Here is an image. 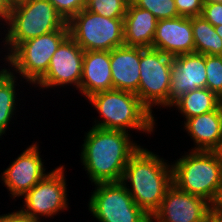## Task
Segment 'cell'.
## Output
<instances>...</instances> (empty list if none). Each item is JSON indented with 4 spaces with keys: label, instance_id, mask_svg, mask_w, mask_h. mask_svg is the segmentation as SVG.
<instances>
[{
    "label": "cell",
    "instance_id": "6da1fadb",
    "mask_svg": "<svg viewBox=\"0 0 222 222\" xmlns=\"http://www.w3.org/2000/svg\"><path fill=\"white\" fill-rule=\"evenodd\" d=\"M82 146L81 161L94 184L121 182L130 157L141 147L126 131L96 127L86 133Z\"/></svg>",
    "mask_w": 222,
    "mask_h": 222
},
{
    "label": "cell",
    "instance_id": "7a4b0ae2",
    "mask_svg": "<svg viewBox=\"0 0 222 222\" xmlns=\"http://www.w3.org/2000/svg\"><path fill=\"white\" fill-rule=\"evenodd\" d=\"M159 157L140 147L130 157L121 180L136 205L150 217L160 208L167 189L173 184L172 165ZM128 182L130 186L126 185Z\"/></svg>",
    "mask_w": 222,
    "mask_h": 222
},
{
    "label": "cell",
    "instance_id": "3957f363",
    "mask_svg": "<svg viewBox=\"0 0 222 222\" xmlns=\"http://www.w3.org/2000/svg\"><path fill=\"white\" fill-rule=\"evenodd\" d=\"M87 99L104 119L97 120L93 127L126 132L132 128L147 134L154 130L152 112L133 92L111 89L95 93Z\"/></svg>",
    "mask_w": 222,
    "mask_h": 222
},
{
    "label": "cell",
    "instance_id": "277c9868",
    "mask_svg": "<svg viewBox=\"0 0 222 222\" xmlns=\"http://www.w3.org/2000/svg\"><path fill=\"white\" fill-rule=\"evenodd\" d=\"M6 24L9 55L20 43L60 30L67 22L49 0H23L13 4Z\"/></svg>",
    "mask_w": 222,
    "mask_h": 222
},
{
    "label": "cell",
    "instance_id": "5b68a950",
    "mask_svg": "<svg viewBox=\"0 0 222 222\" xmlns=\"http://www.w3.org/2000/svg\"><path fill=\"white\" fill-rule=\"evenodd\" d=\"M173 184L180 190L214 203L222 185V165L213 151H191L174 164Z\"/></svg>",
    "mask_w": 222,
    "mask_h": 222
},
{
    "label": "cell",
    "instance_id": "8992f818",
    "mask_svg": "<svg viewBox=\"0 0 222 222\" xmlns=\"http://www.w3.org/2000/svg\"><path fill=\"white\" fill-rule=\"evenodd\" d=\"M124 18H107L86 8L68 22L69 36L84 51H111L124 45Z\"/></svg>",
    "mask_w": 222,
    "mask_h": 222
},
{
    "label": "cell",
    "instance_id": "52a82bcc",
    "mask_svg": "<svg viewBox=\"0 0 222 222\" xmlns=\"http://www.w3.org/2000/svg\"><path fill=\"white\" fill-rule=\"evenodd\" d=\"M68 36L69 27L66 24L60 30L20 43L5 59L21 77L36 84L46 74L51 57Z\"/></svg>",
    "mask_w": 222,
    "mask_h": 222
},
{
    "label": "cell",
    "instance_id": "ba28073f",
    "mask_svg": "<svg viewBox=\"0 0 222 222\" xmlns=\"http://www.w3.org/2000/svg\"><path fill=\"white\" fill-rule=\"evenodd\" d=\"M95 185L88 209L99 222H151V217L136 205L122 182Z\"/></svg>",
    "mask_w": 222,
    "mask_h": 222
},
{
    "label": "cell",
    "instance_id": "9c48e42d",
    "mask_svg": "<svg viewBox=\"0 0 222 222\" xmlns=\"http://www.w3.org/2000/svg\"><path fill=\"white\" fill-rule=\"evenodd\" d=\"M171 61L172 56L160 50L140 47L138 97L151 112L155 105L169 106Z\"/></svg>",
    "mask_w": 222,
    "mask_h": 222
},
{
    "label": "cell",
    "instance_id": "30bf717a",
    "mask_svg": "<svg viewBox=\"0 0 222 222\" xmlns=\"http://www.w3.org/2000/svg\"><path fill=\"white\" fill-rule=\"evenodd\" d=\"M64 167H57L42 178L24 196V207L21 211L40 220L39 216L52 217L60 210H66L67 187Z\"/></svg>",
    "mask_w": 222,
    "mask_h": 222
},
{
    "label": "cell",
    "instance_id": "8fae6325",
    "mask_svg": "<svg viewBox=\"0 0 222 222\" xmlns=\"http://www.w3.org/2000/svg\"><path fill=\"white\" fill-rule=\"evenodd\" d=\"M84 50L68 36L50 60L46 74L35 84L41 88L74 85L79 90Z\"/></svg>",
    "mask_w": 222,
    "mask_h": 222
},
{
    "label": "cell",
    "instance_id": "7c38bea8",
    "mask_svg": "<svg viewBox=\"0 0 222 222\" xmlns=\"http://www.w3.org/2000/svg\"><path fill=\"white\" fill-rule=\"evenodd\" d=\"M8 166L1 176L4 185L10 191L11 197H22L31 190L47 174L40 157L38 144H32L23 150Z\"/></svg>",
    "mask_w": 222,
    "mask_h": 222
},
{
    "label": "cell",
    "instance_id": "4fadbf2b",
    "mask_svg": "<svg viewBox=\"0 0 222 222\" xmlns=\"http://www.w3.org/2000/svg\"><path fill=\"white\" fill-rule=\"evenodd\" d=\"M212 205L205 199L180 190L172 184L151 222H197Z\"/></svg>",
    "mask_w": 222,
    "mask_h": 222
},
{
    "label": "cell",
    "instance_id": "5bb4252c",
    "mask_svg": "<svg viewBox=\"0 0 222 222\" xmlns=\"http://www.w3.org/2000/svg\"><path fill=\"white\" fill-rule=\"evenodd\" d=\"M169 108L185 93L206 88L205 55L188 53L172 57Z\"/></svg>",
    "mask_w": 222,
    "mask_h": 222
},
{
    "label": "cell",
    "instance_id": "9a60e30c",
    "mask_svg": "<svg viewBox=\"0 0 222 222\" xmlns=\"http://www.w3.org/2000/svg\"><path fill=\"white\" fill-rule=\"evenodd\" d=\"M152 48L175 57L194 52L192 17L159 20L157 22Z\"/></svg>",
    "mask_w": 222,
    "mask_h": 222
},
{
    "label": "cell",
    "instance_id": "2e32d148",
    "mask_svg": "<svg viewBox=\"0 0 222 222\" xmlns=\"http://www.w3.org/2000/svg\"><path fill=\"white\" fill-rule=\"evenodd\" d=\"M113 89L138 96L140 82V47L122 45L110 51Z\"/></svg>",
    "mask_w": 222,
    "mask_h": 222
},
{
    "label": "cell",
    "instance_id": "e0dca14e",
    "mask_svg": "<svg viewBox=\"0 0 222 222\" xmlns=\"http://www.w3.org/2000/svg\"><path fill=\"white\" fill-rule=\"evenodd\" d=\"M113 89L110 51H85L79 91L86 97Z\"/></svg>",
    "mask_w": 222,
    "mask_h": 222
},
{
    "label": "cell",
    "instance_id": "ac0fdd59",
    "mask_svg": "<svg viewBox=\"0 0 222 222\" xmlns=\"http://www.w3.org/2000/svg\"><path fill=\"white\" fill-rule=\"evenodd\" d=\"M157 22L150 11L128 4L123 19L124 45L152 48Z\"/></svg>",
    "mask_w": 222,
    "mask_h": 222
},
{
    "label": "cell",
    "instance_id": "d6986e66",
    "mask_svg": "<svg viewBox=\"0 0 222 222\" xmlns=\"http://www.w3.org/2000/svg\"><path fill=\"white\" fill-rule=\"evenodd\" d=\"M184 128L196 145L193 151H213L222 139V109L186 119Z\"/></svg>",
    "mask_w": 222,
    "mask_h": 222
},
{
    "label": "cell",
    "instance_id": "ffe728a7",
    "mask_svg": "<svg viewBox=\"0 0 222 222\" xmlns=\"http://www.w3.org/2000/svg\"><path fill=\"white\" fill-rule=\"evenodd\" d=\"M171 106H176L186 119L216 110L219 97L208 88L189 91L177 99Z\"/></svg>",
    "mask_w": 222,
    "mask_h": 222
},
{
    "label": "cell",
    "instance_id": "44dd1931",
    "mask_svg": "<svg viewBox=\"0 0 222 222\" xmlns=\"http://www.w3.org/2000/svg\"><path fill=\"white\" fill-rule=\"evenodd\" d=\"M194 52L203 55H222V38L214 26L202 16L192 17Z\"/></svg>",
    "mask_w": 222,
    "mask_h": 222
},
{
    "label": "cell",
    "instance_id": "7402d4cb",
    "mask_svg": "<svg viewBox=\"0 0 222 222\" xmlns=\"http://www.w3.org/2000/svg\"><path fill=\"white\" fill-rule=\"evenodd\" d=\"M15 77L10 69L0 70V137L5 134L16 110Z\"/></svg>",
    "mask_w": 222,
    "mask_h": 222
},
{
    "label": "cell",
    "instance_id": "603a6c76",
    "mask_svg": "<svg viewBox=\"0 0 222 222\" xmlns=\"http://www.w3.org/2000/svg\"><path fill=\"white\" fill-rule=\"evenodd\" d=\"M128 3L125 0H86V9L107 18H124Z\"/></svg>",
    "mask_w": 222,
    "mask_h": 222
},
{
    "label": "cell",
    "instance_id": "cb8c5ba5",
    "mask_svg": "<svg viewBox=\"0 0 222 222\" xmlns=\"http://www.w3.org/2000/svg\"><path fill=\"white\" fill-rule=\"evenodd\" d=\"M133 4L150 11L158 21L179 17L174 0H134Z\"/></svg>",
    "mask_w": 222,
    "mask_h": 222
},
{
    "label": "cell",
    "instance_id": "d4e9b609",
    "mask_svg": "<svg viewBox=\"0 0 222 222\" xmlns=\"http://www.w3.org/2000/svg\"><path fill=\"white\" fill-rule=\"evenodd\" d=\"M206 88L218 97L222 93V55H205Z\"/></svg>",
    "mask_w": 222,
    "mask_h": 222
},
{
    "label": "cell",
    "instance_id": "484cf974",
    "mask_svg": "<svg viewBox=\"0 0 222 222\" xmlns=\"http://www.w3.org/2000/svg\"><path fill=\"white\" fill-rule=\"evenodd\" d=\"M56 11L68 22L74 15L86 8V0H49Z\"/></svg>",
    "mask_w": 222,
    "mask_h": 222
},
{
    "label": "cell",
    "instance_id": "4316f807",
    "mask_svg": "<svg viewBox=\"0 0 222 222\" xmlns=\"http://www.w3.org/2000/svg\"><path fill=\"white\" fill-rule=\"evenodd\" d=\"M179 16H201L204 0H174Z\"/></svg>",
    "mask_w": 222,
    "mask_h": 222
},
{
    "label": "cell",
    "instance_id": "83f0119b",
    "mask_svg": "<svg viewBox=\"0 0 222 222\" xmlns=\"http://www.w3.org/2000/svg\"><path fill=\"white\" fill-rule=\"evenodd\" d=\"M201 16L214 27L222 25V2H204Z\"/></svg>",
    "mask_w": 222,
    "mask_h": 222
},
{
    "label": "cell",
    "instance_id": "f1b7e54d",
    "mask_svg": "<svg viewBox=\"0 0 222 222\" xmlns=\"http://www.w3.org/2000/svg\"><path fill=\"white\" fill-rule=\"evenodd\" d=\"M12 222H40V220L19 210L12 212Z\"/></svg>",
    "mask_w": 222,
    "mask_h": 222
},
{
    "label": "cell",
    "instance_id": "f546056e",
    "mask_svg": "<svg viewBox=\"0 0 222 222\" xmlns=\"http://www.w3.org/2000/svg\"><path fill=\"white\" fill-rule=\"evenodd\" d=\"M13 4L10 0H0V18L4 22L7 20L9 14L11 13Z\"/></svg>",
    "mask_w": 222,
    "mask_h": 222
},
{
    "label": "cell",
    "instance_id": "4dcf8cb0",
    "mask_svg": "<svg viewBox=\"0 0 222 222\" xmlns=\"http://www.w3.org/2000/svg\"><path fill=\"white\" fill-rule=\"evenodd\" d=\"M212 208L219 214L222 215V185L219 189L218 195L212 204Z\"/></svg>",
    "mask_w": 222,
    "mask_h": 222
},
{
    "label": "cell",
    "instance_id": "1f68e13d",
    "mask_svg": "<svg viewBox=\"0 0 222 222\" xmlns=\"http://www.w3.org/2000/svg\"><path fill=\"white\" fill-rule=\"evenodd\" d=\"M197 222H215V210L211 208Z\"/></svg>",
    "mask_w": 222,
    "mask_h": 222
},
{
    "label": "cell",
    "instance_id": "d6a6232c",
    "mask_svg": "<svg viewBox=\"0 0 222 222\" xmlns=\"http://www.w3.org/2000/svg\"><path fill=\"white\" fill-rule=\"evenodd\" d=\"M213 152L215 153L218 161L221 163L222 165V139L220 140V142L218 143L217 147L213 150Z\"/></svg>",
    "mask_w": 222,
    "mask_h": 222
},
{
    "label": "cell",
    "instance_id": "836d02e7",
    "mask_svg": "<svg viewBox=\"0 0 222 222\" xmlns=\"http://www.w3.org/2000/svg\"><path fill=\"white\" fill-rule=\"evenodd\" d=\"M0 222H12V213L1 215Z\"/></svg>",
    "mask_w": 222,
    "mask_h": 222
},
{
    "label": "cell",
    "instance_id": "e575fe53",
    "mask_svg": "<svg viewBox=\"0 0 222 222\" xmlns=\"http://www.w3.org/2000/svg\"><path fill=\"white\" fill-rule=\"evenodd\" d=\"M214 29L217 32V34L222 38V25L215 26Z\"/></svg>",
    "mask_w": 222,
    "mask_h": 222
},
{
    "label": "cell",
    "instance_id": "d590c367",
    "mask_svg": "<svg viewBox=\"0 0 222 222\" xmlns=\"http://www.w3.org/2000/svg\"><path fill=\"white\" fill-rule=\"evenodd\" d=\"M215 222H222V215L215 211Z\"/></svg>",
    "mask_w": 222,
    "mask_h": 222
},
{
    "label": "cell",
    "instance_id": "8d00e7d4",
    "mask_svg": "<svg viewBox=\"0 0 222 222\" xmlns=\"http://www.w3.org/2000/svg\"><path fill=\"white\" fill-rule=\"evenodd\" d=\"M219 107L222 109V93L219 95Z\"/></svg>",
    "mask_w": 222,
    "mask_h": 222
},
{
    "label": "cell",
    "instance_id": "74e56055",
    "mask_svg": "<svg viewBox=\"0 0 222 222\" xmlns=\"http://www.w3.org/2000/svg\"><path fill=\"white\" fill-rule=\"evenodd\" d=\"M204 2H222V0H204Z\"/></svg>",
    "mask_w": 222,
    "mask_h": 222
},
{
    "label": "cell",
    "instance_id": "f35d334b",
    "mask_svg": "<svg viewBox=\"0 0 222 222\" xmlns=\"http://www.w3.org/2000/svg\"><path fill=\"white\" fill-rule=\"evenodd\" d=\"M20 1H23V0H10V2H11L12 4H15V3L20 2Z\"/></svg>",
    "mask_w": 222,
    "mask_h": 222
},
{
    "label": "cell",
    "instance_id": "ab89813d",
    "mask_svg": "<svg viewBox=\"0 0 222 222\" xmlns=\"http://www.w3.org/2000/svg\"><path fill=\"white\" fill-rule=\"evenodd\" d=\"M128 4H131L134 2V0H125Z\"/></svg>",
    "mask_w": 222,
    "mask_h": 222
}]
</instances>
